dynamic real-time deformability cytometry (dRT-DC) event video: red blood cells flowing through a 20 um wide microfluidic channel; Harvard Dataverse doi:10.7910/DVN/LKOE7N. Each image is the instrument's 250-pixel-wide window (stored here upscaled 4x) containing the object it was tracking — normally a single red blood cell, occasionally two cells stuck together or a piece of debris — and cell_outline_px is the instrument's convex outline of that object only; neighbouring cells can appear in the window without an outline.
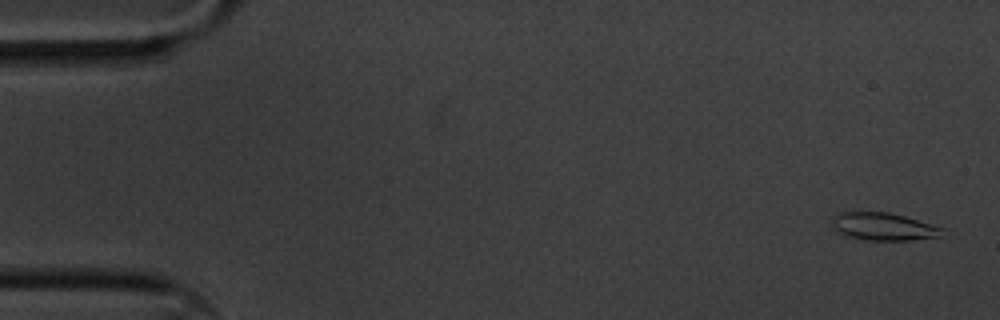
{"species": "common noctule bat (a hibernating species)", "species_latin": "Nyctalus noctula", "temperature_condition": "cold", "stored_images_in_passage": 8, "camera_frame_rate_fps": 3000, "um_per_image_px": 0.085, "animal": {"sex": "male", "body_mass_g": 20.1, "forearm_length_mm": 53.5}, "frame": {"image": 1, "passage_image": 1, "time_ms": 0.0, "image_size_px": [1000, 320], "cell_outline_px": [[944, 228], [940, 236], [908, 240], [868, 240], [844, 236], [836, 232], [828, 224], [832, 216], [840, 212], [888, 212], [904, 216], [932, 224]], "centroid_in_image_um": [74.98, 19.25], "position_along_channel_um": 10.0, "area_um2": 17.98}}
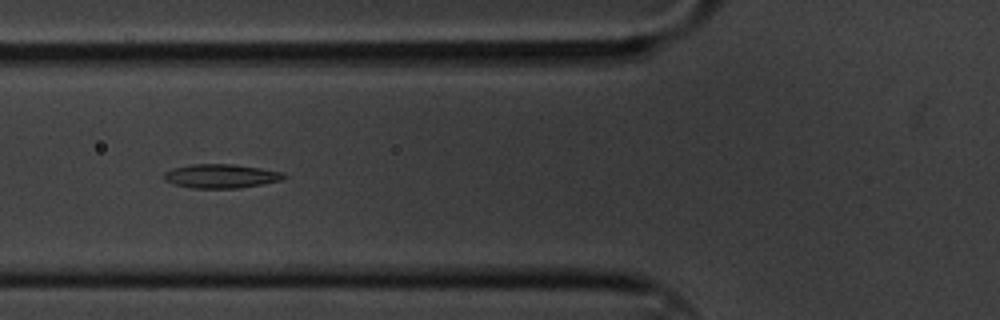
{"frame": {"image": 2, "passage_image": 7, "time_ms": 2.0, "image_size_px": [1000, 320], "cell_outline_px": [[288, 176], [280, 180], [240, 188], [192, 188], [172, 184], [164, 180], [164, 172], [172, 168], [192, 164], [232, 164], [260, 168], [280, 172]], "centroid_in_image_um": [18.72, 14.97], "position_along_channel_um": 107.1, "area_um2": 16.65}}
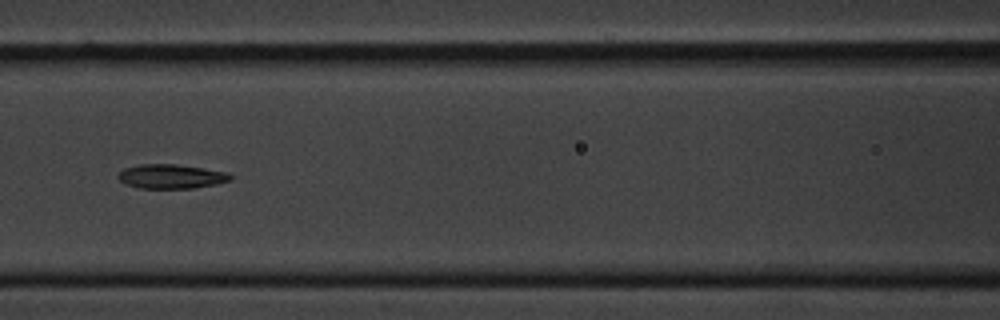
{"frame": {"image": 3, "passage_image": 8, "time_ms": 2.333, "image_size_px": [1000, 320], "cell_outline_px": [[236, 176], [232, 180], [216, 184], [196, 188], [140, 188], [124, 184], [116, 176], [124, 168], [140, 164], [176, 164], [204, 168], [228, 172]], "centroid_in_image_um": [14.59, 14.99], "position_along_channel_um": 152.0, "area_um2": 16.13}}